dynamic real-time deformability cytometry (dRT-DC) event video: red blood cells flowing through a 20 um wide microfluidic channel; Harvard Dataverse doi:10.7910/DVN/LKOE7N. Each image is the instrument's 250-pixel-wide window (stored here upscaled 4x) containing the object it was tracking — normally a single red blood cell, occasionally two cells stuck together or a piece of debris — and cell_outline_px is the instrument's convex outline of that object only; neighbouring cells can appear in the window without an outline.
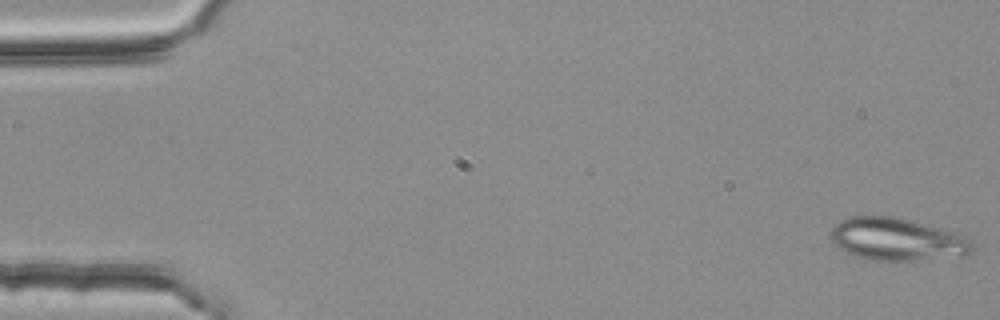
{"species": "common noctule bat (a hibernating species)", "species_latin": "Nyctalus noctula", "temperature_condition": "room temperature", "stored_images_in_passage": 14, "camera_frame_rate_fps": 3000, "um_per_image_px": 0.085, "animal": {"sex": "female", "body_mass_g": 25.1}, "frame": {"image": 1, "passage_image": 1, "time_ms": 0.0, "image_size_px": [1000, 320], "cell_outline_px": [[976, 248], [972, 252], [964, 256], [916, 260], [872, 260], [856, 256], [832, 244], [828, 236], [828, 232], [840, 220], [852, 216], [892, 216], [952, 232], [964, 236]], "centroid_in_image_um": [76.19, 20.35], "position_along_channel_um": 8.8, "area_um2": 34.85}}